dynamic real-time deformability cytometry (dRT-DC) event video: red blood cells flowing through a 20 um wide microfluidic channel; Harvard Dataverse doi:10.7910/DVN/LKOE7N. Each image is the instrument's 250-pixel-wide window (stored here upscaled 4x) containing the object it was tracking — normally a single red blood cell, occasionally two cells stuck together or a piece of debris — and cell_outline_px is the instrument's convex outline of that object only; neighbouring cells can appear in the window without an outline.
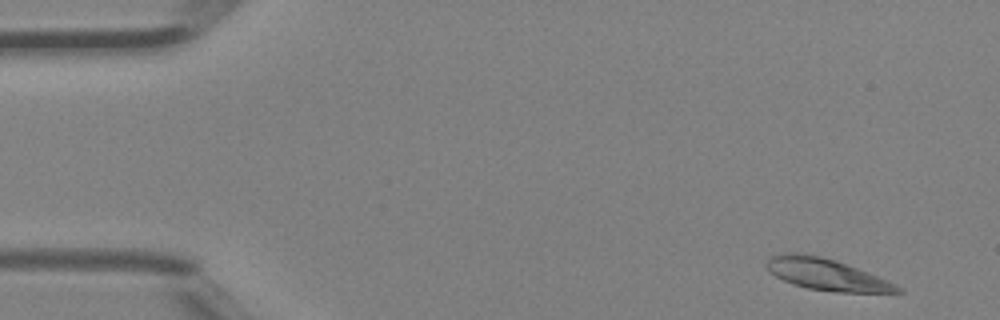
{"species": "Egyptian fruit bat (a non-hibernating species)", "species_latin": "Rousettus aegyptiacus", "temperature_condition": "room temperature", "stored_images_in_passage": 4, "camera_frame_rate_fps": 3000, "um_per_image_px": 0.085, "animal": {"sex": "female"}, "frame": {"image": 1, "passage_image": 1, "time_ms": 0.0, "image_size_px": [1000, 320], "cell_outline_px": [[904, 292], [836, 292], [808, 288], [792, 284], [776, 276], [764, 264], [772, 256], [792, 252], [820, 256], [856, 268], [896, 284]], "centroid_in_image_um": [70.22, 23.34], "position_along_channel_um": 14.8, "area_um2": 23.29}}
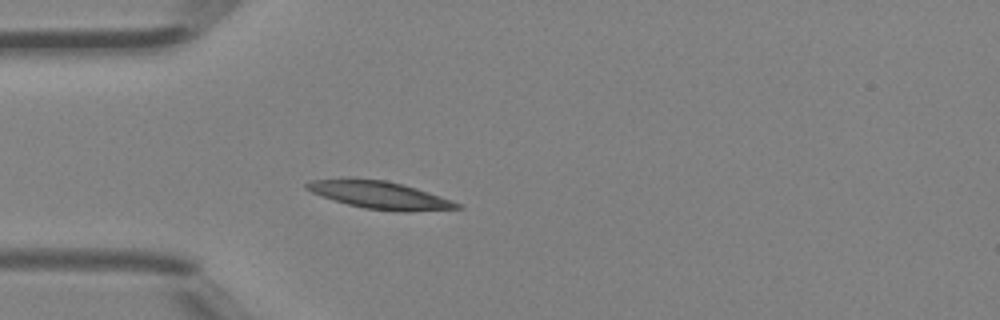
{"frame": {"image": 2, "passage_image": 4, "time_ms": 1.0, "image_size_px": [1000, 320], "cell_outline_px": [[464, 208], [404, 212], [364, 208], [348, 204], [312, 192], [304, 188], [304, 184], [308, 180], [344, 176], [348, 176], [384, 180], [404, 184], [464, 204]], "centroid_in_image_um": [32.24, 16.54], "position_along_channel_um": 52.8, "area_um2": 24.68}}